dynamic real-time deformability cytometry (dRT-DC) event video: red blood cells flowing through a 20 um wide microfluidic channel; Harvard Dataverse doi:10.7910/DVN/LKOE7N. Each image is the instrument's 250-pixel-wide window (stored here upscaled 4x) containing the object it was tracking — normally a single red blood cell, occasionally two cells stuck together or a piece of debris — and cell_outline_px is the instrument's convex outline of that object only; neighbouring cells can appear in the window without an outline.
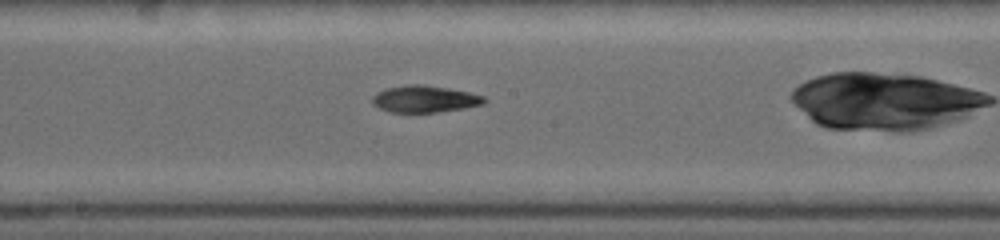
{"species": "common noctule bat (a hibernating species)", "species_latin": "Nyctalus noctula", "temperature_condition": "warm", "stored_images_in_passage": 18, "camera_frame_rate_fps": 5000, "um_per_image_px": 0.085, "animal": {"sex": "female", "body_mass_g": 19.0, "forearm_length_mm": 53.3}, "frame": {"image": 1, "passage_image": 8, "time_ms": 2.8, "image_size_px": [1000, 240], "cell_outline_px": [[488, 100], [484, 104], [464, 108], [436, 112], [388, 112], [372, 104], [372, 96], [376, 92], [388, 88], [408, 84], [416, 84], [448, 88], [468, 92], [484, 96]], "centroid_in_image_um": [36.09, 8.42], "position_along_channel_um": 212.1, "area_um2": 17.46}}
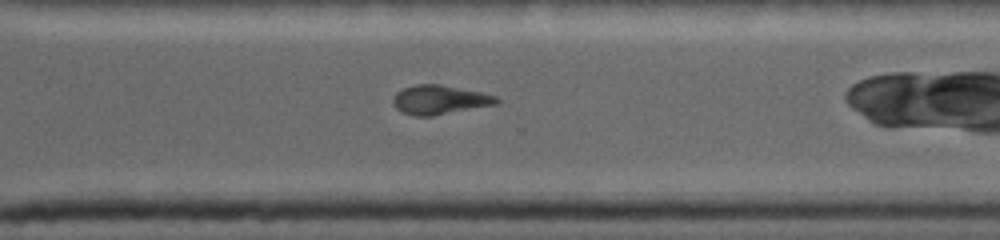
{"frame": {"image": 2, "passage_image": 13, "time_ms": 5.2, "image_size_px": [1000, 240], "cell_outline_px": [[500, 100], [496, 104], [432, 116], [416, 116], [404, 112], [396, 108], [392, 100], [396, 92], [404, 88], [416, 84], [440, 84], [480, 92], [496, 96]], "centroid_in_image_um": [37.36, 8.47], "position_along_channel_um": 333.2, "area_um2": 17.34}}